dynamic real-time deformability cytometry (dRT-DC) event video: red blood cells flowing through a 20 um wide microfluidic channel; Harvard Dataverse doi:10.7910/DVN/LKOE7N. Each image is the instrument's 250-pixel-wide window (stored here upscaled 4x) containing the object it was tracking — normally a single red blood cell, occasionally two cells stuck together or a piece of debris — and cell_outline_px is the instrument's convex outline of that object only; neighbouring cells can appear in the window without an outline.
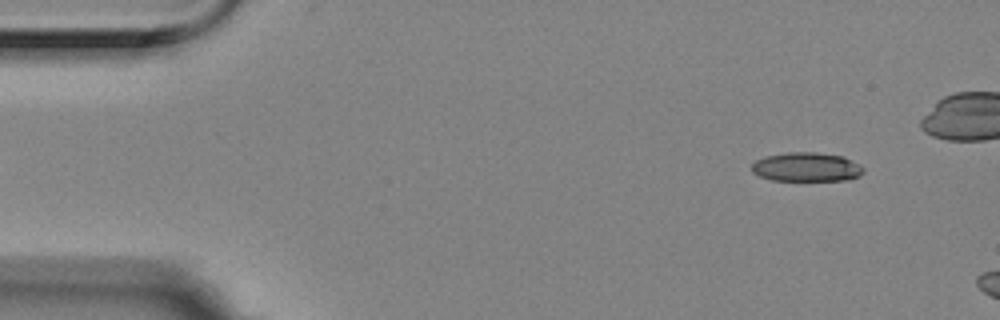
{"species": "Egyptian fruit bat (a non-hibernating species)", "species_latin": "Rousettus aegyptiacus", "temperature_condition": "room temperature", "stored_images_in_passage": 3, "camera_frame_rate_fps": 3000, "um_per_image_px": 0.085, "animal": {"sex": "female"}, "frame": {"image": 1, "passage_image": 1, "time_ms": 0.0, "image_size_px": [1000, 320], "cell_outline_px": [[864, 172], [860, 176], [848, 180], [772, 180], [760, 176], [752, 172], [752, 164], [756, 160], [764, 156], [788, 152], [816, 152], [844, 156], [860, 164], [864, 168]], "centroid_in_image_um": [68.58, 14.19], "position_along_channel_um": 16.4, "area_um2": 19.07}}